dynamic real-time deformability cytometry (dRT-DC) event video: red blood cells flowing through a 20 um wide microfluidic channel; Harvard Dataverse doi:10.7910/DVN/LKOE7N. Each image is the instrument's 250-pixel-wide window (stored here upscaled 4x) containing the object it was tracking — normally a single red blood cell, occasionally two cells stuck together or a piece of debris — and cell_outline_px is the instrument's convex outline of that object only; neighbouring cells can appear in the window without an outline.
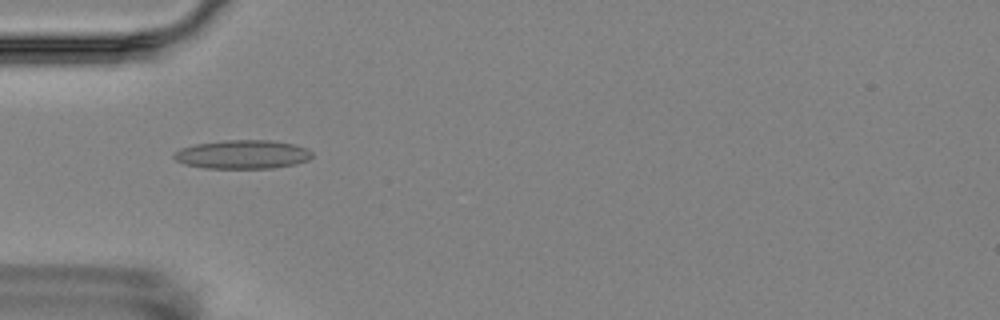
{"species": "Egyptian fruit bat (a non-hibernating species)", "species_latin": "Rousettus aegyptiacus", "temperature_condition": "room temperature", "stored_images_in_passage": 12, "camera_frame_rate_fps": 3000, "um_per_image_px": 0.085, "animal": {"sex": "female"}, "frame": {"image": 1, "passage_image": 1, "time_ms": 0.0, "image_size_px": [1000, 320], "cell_outline_px": [[312, 156], [308, 160], [296, 164], [272, 168], [204, 168], [184, 164], [176, 160], [172, 156], [172, 152], [180, 148], [196, 144], [220, 140], [272, 140], [296, 144], [308, 148], [312, 152]], "centroid_in_image_um": [20.61, 13.12], "position_along_channel_um": 64.4, "area_um2": 23.47}}
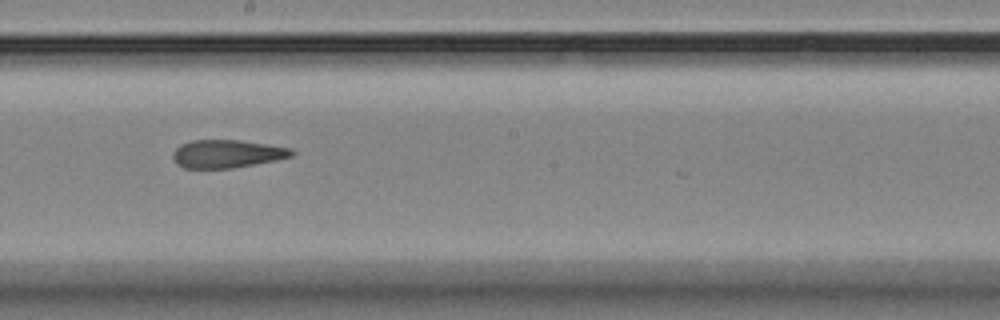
{"frame": {"image": 2, "passage_image": 5, "time_ms": 4.667, "image_size_px": [1000, 320], "cell_outline_px": [[296, 152], [292, 156], [276, 160], [232, 168], [184, 168], [176, 164], [172, 156], [176, 148], [180, 144], [192, 140], [240, 140], [292, 148]], "centroid_in_image_um": [19.29, 13.07], "position_along_channel_um": 228.9, "area_um2": 19.42}}
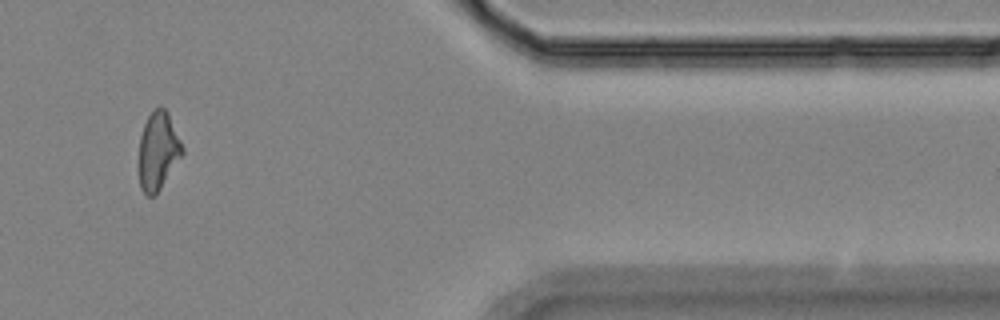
{"frame": {"image": 3, "passage_image": 10, "time_ms": 10.333, "image_size_px": [1000, 320], "cell_outline_px": [[184, 152], [156, 196], [148, 196], [140, 188], [140, 136], [144, 124], [152, 108], [160, 104], [168, 112], [184, 148]], "centroid_in_image_um": [13.45, 12.79], "position_along_channel_um": 397.9, "area_um2": 19.77}, "authors_computed_cell_mechanics": {"area_um2": 20.1144, "velocity_mm_per_s": 3.5255, "shape_relaxation_time_tau1_ms": null, "shape_relaxation_time_tau2_ms": 3.0326, "deformation_change_tau1": null, "deformation_change_tau2": 0.0804}}